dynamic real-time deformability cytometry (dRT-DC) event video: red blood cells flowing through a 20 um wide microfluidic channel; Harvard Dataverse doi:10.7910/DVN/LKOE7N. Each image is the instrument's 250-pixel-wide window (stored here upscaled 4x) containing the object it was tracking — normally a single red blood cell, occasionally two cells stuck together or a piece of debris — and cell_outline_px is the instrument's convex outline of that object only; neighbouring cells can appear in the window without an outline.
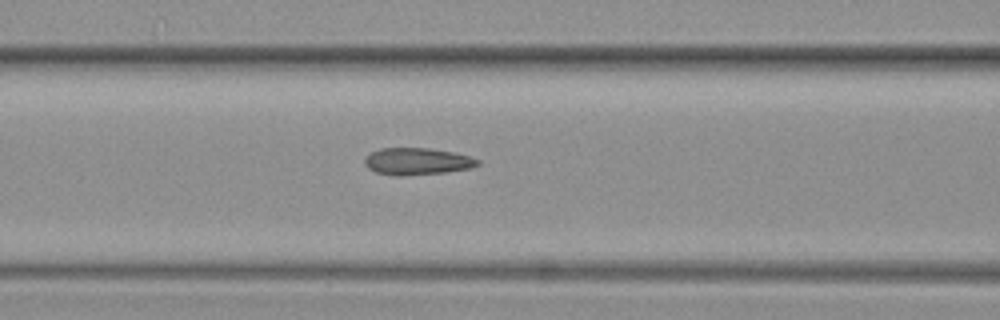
{"species": "common noctule bat (a hibernating species)", "species_latin": "Nyctalus noctula", "temperature_condition": "warm", "stored_images_in_passage": 5, "camera_frame_rate_fps": 3000, "um_per_image_px": 0.085, "animal": {"sex": "female", "body_mass_g": 19.3, "forearm_length_mm": 54.1}, "frame": {"image": 1, "passage_image": 4, "time_ms": 1.0, "image_size_px": [1000, 320], "cell_outline_px": [[480, 164], [472, 168], [444, 172], [404, 176], [396, 176], [376, 172], [368, 168], [364, 164], [364, 160], [372, 152], [380, 148], [428, 148], [456, 152], [480, 160]], "centroid_in_image_um": [35.48, 13.72], "position_along_channel_um": 131.1, "area_um2": 17.8}}